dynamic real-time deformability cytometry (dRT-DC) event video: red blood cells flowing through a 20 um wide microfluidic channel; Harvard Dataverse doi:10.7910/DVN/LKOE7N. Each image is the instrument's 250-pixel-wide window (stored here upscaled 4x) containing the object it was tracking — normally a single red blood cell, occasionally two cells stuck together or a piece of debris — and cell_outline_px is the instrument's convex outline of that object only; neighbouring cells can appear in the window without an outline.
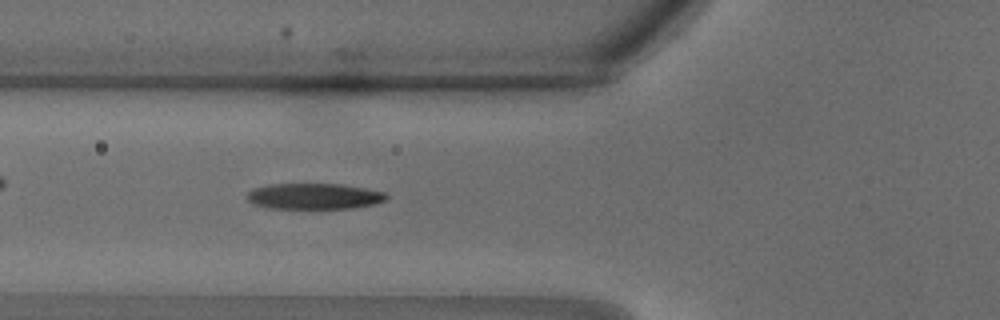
{"species": "common noctule bat (a hibernating species)", "species_latin": "Nyctalus noctula", "temperature_condition": "warm", "stored_images_in_passage": 12, "camera_frame_rate_fps": 3000, "um_per_image_px": 0.085, "animal": {"sex": "male", "body_mass_g": 18.8}, "frame": {"image": 1, "passage_image": 12, "time_ms": 3.667, "image_size_px": [1000, 320], "cell_outline_px": [[388, 200], [372, 204], [352, 208], [272, 208], [252, 204], [248, 200], [248, 192], [252, 188], [272, 184], [344, 184], [384, 192], [388, 196]], "centroid_in_image_um": [26.71, 16.67], "position_along_channel_um": 99.1, "area_um2": 20.92}}